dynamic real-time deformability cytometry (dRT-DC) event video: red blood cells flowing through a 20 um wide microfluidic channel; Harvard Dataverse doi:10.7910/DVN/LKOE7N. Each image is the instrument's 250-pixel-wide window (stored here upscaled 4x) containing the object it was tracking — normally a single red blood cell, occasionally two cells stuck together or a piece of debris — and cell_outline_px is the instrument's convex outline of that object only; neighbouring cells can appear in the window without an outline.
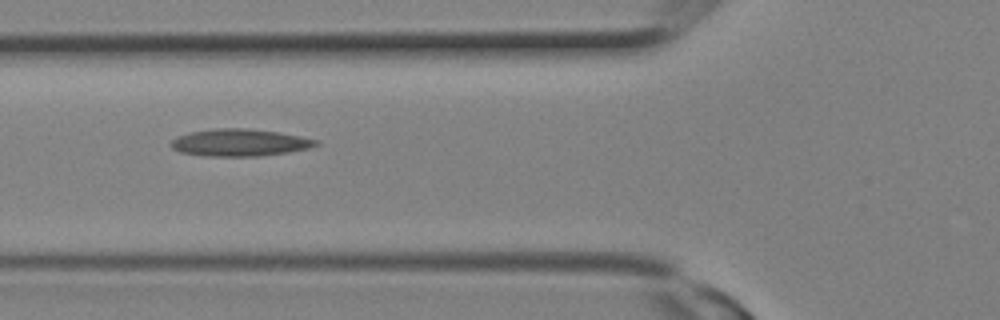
{"species": "Egyptian fruit bat (a non-hibernating species)", "species_latin": "Rousettus aegyptiacus", "temperature_condition": "room temperature", "stored_images_in_passage": 4, "camera_frame_rate_fps": 3000, "um_per_image_px": 0.085, "animal": {"sex": "female"}, "frame": {"image": 1, "passage_image": 4, "time_ms": 1.0, "image_size_px": [1000, 320], "cell_outline_px": [[320, 144], [308, 148], [288, 152], [260, 156], [200, 156], [180, 152], [172, 148], [168, 144], [172, 140], [180, 136], [192, 132], [216, 128], [248, 128], [276, 132], [300, 136], [320, 140]], "centroid_in_image_um": [20.37, 12.13], "position_along_channel_um": 105.4, "area_um2": 22.95}}